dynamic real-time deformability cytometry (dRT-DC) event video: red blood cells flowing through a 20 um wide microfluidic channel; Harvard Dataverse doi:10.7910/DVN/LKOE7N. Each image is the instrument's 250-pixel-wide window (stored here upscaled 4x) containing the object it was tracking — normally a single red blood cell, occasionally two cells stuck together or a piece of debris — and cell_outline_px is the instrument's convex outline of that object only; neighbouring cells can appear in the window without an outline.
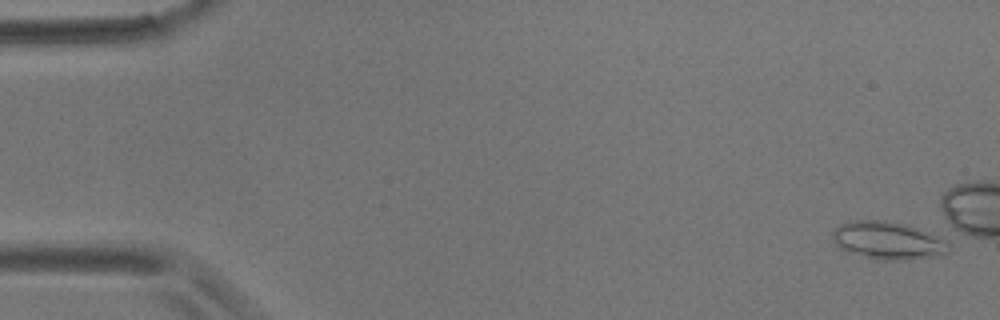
{"species": "common noctule bat (a hibernating species)", "species_latin": "Nyctalus noctula", "temperature_condition": "room temperature", "stored_images_in_passage": 1, "camera_frame_rate_fps": 3000, "um_per_image_px": 0.085, "animal": {"sex": "male", "body_mass_g": 17.9}, "frame": {"image": 1, "passage_image": 1, "time_ms": 0.0, "image_size_px": [1000, 320], "cell_outline_px": [[948, 252], [936, 256], [908, 260], [880, 260], [848, 252], [840, 248], [832, 240], [832, 232], [840, 224], [852, 220], [884, 220], [908, 224], [932, 232], [948, 240]], "centroid_in_image_um": [75.5, 20.43], "position_along_channel_um": 9.5, "area_um2": 25.95}}